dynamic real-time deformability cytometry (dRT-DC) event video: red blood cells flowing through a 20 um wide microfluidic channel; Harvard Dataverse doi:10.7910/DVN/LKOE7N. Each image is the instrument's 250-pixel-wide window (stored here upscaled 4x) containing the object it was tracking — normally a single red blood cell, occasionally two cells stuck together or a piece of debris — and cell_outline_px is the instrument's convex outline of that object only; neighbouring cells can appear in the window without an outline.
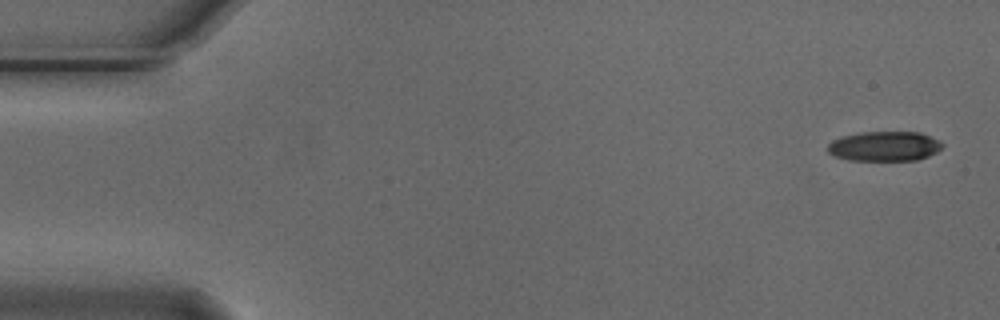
{"species": "Egyptian fruit bat (a non-hibernating species)", "species_latin": "Rousettus aegyptiacus", "temperature_condition": "cold", "stored_images_in_passage": 5, "camera_frame_rate_fps": 3000, "um_per_image_px": 0.085, "animal": {"sex": "male"}, "frame": {"image": 1, "passage_image": 1, "time_ms": 0.0, "image_size_px": [1000, 320], "cell_outline_px": [[944, 144], [936, 152], [928, 156], [916, 160], [848, 160], [832, 156], [828, 152], [828, 144], [832, 140], [844, 136], [860, 132], [920, 132], [940, 140]], "centroid_in_image_um": [75.17, 12.43], "position_along_channel_um": 9.8, "area_um2": 19.94}}